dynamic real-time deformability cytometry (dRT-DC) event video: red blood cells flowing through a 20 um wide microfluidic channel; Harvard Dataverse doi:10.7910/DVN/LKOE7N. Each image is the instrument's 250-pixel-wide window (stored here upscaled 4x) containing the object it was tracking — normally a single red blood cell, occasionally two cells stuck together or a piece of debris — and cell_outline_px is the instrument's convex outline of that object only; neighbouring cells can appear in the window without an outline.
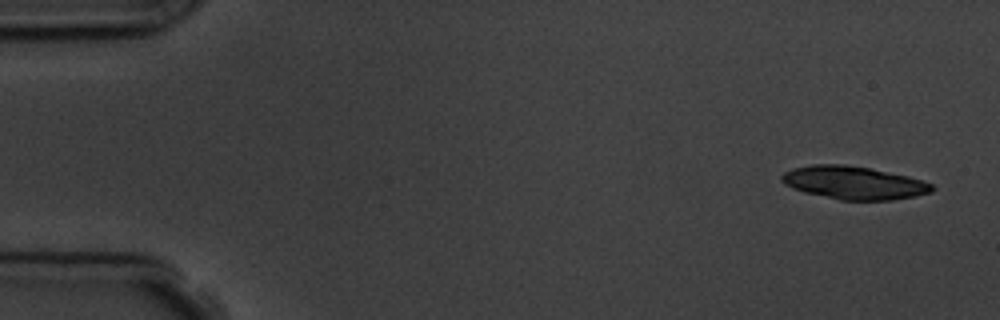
{"species": "common noctule bat (a hibernating species)", "species_latin": "Nyctalus noctula", "temperature_condition": "room temperature", "stored_images_in_passage": 5, "camera_frame_rate_fps": 3000, "um_per_image_px": 0.085, "animal": {"sex": "male", "body_mass_g": 19.5, "forearm_length_mm": 54.6}, "frame": {"image": 1, "passage_image": 1, "time_ms": 0.0, "image_size_px": [1000, 320], "cell_outline_px": [[936, 188], [932, 192], [916, 196], [892, 200], [840, 200], [804, 192], [792, 188], [784, 184], [780, 180], [780, 176], [784, 172], [792, 168], [812, 164], [844, 164], [868, 168], [908, 176], [932, 184]], "centroid_in_image_um": [72.55, 15.54], "position_along_channel_um": 12.5, "area_um2": 29.02}}